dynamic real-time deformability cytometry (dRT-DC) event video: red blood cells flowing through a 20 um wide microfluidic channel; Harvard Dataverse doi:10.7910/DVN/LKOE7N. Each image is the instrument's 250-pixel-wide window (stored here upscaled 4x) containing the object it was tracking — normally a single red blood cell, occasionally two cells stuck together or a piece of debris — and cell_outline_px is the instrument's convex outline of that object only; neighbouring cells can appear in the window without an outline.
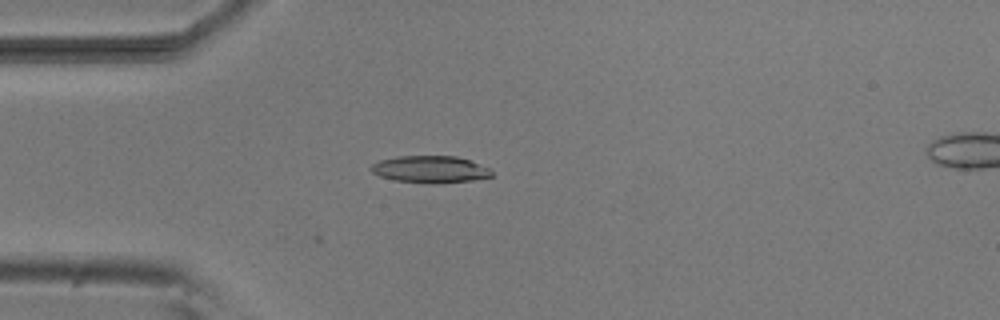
{"species": "common noctule bat (a hibernating species)", "species_latin": "Nyctalus noctula", "temperature_condition": "room temperature", "stored_images_in_passage": 14, "camera_frame_rate_fps": 3000, "um_per_image_px": 0.085, "animal": {"sex": "male", "body_mass_g": 20.5, "forearm_length_mm": 52.5}, "frame": {"image": 1, "passage_image": 14, "time_ms": 4.333, "image_size_px": [1000, 320], "cell_outline_px": [[492, 176], [472, 180], [436, 184], [428, 184], [396, 180], [380, 176], [372, 172], [368, 168], [372, 164], [380, 160], [400, 156], [456, 156], [492, 168]], "centroid_in_image_um": [36.57, 14.4], "position_along_channel_um": 48.4, "area_um2": 19.07}}